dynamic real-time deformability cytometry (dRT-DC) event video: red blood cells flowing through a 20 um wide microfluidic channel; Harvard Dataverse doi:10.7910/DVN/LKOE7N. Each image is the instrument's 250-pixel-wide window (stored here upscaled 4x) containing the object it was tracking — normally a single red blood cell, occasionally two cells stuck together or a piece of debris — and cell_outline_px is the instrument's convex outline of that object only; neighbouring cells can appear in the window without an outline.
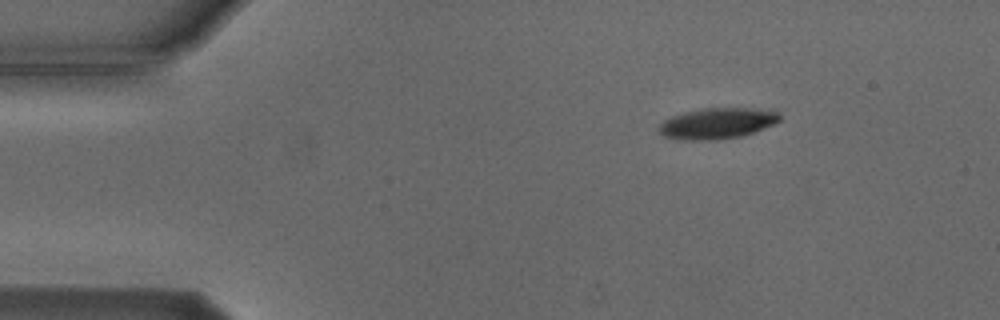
{"species": "Egyptian fruit bat (a non-hibernating species)", "species_latin": "Rousettus aegyptiacus", "temperature_condition": "cold", "stored_images_in_passage": 5, "camera_frame_rate_fps": 3000, "um_per_image_px": 0.085, "animal": {"sex": "male"}, "frame": {"image": 1, "passage_image": 5, "time_ms": 5.333, "image_size_px": [1000, 320], "cell_outline_px": [[780, 120], [772, 124], [752, 132], [740, 136], [720, 140], [676, 140], [660, 136], [656, 132], [656, 128], [664, 120], [672, 116], [684, 112], [700, 108], [748, 108], [780, 112]], "centroid_in_image_um": [60.84, 10.5], "position_along_channel_um": 24.2, "area_um2": 21.96}}